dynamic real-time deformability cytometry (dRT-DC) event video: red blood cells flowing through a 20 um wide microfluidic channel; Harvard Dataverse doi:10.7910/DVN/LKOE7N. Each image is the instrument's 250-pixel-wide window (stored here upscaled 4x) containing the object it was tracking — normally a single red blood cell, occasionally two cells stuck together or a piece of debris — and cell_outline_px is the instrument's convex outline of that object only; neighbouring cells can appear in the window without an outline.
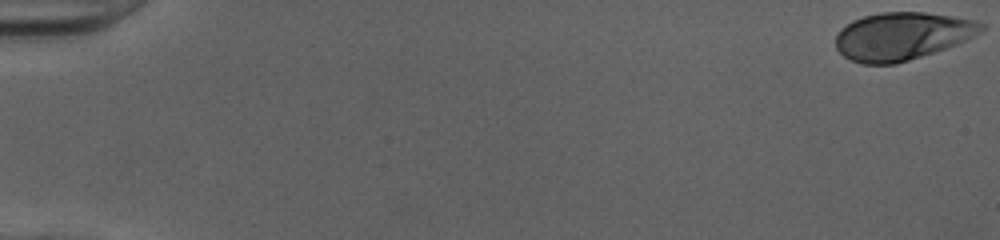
{"species": "human", "species_latin": "Homo sapiens", "temperature_condition": "cold", "stored_images_in_passage": 52, "camera_frame_rate_fps": 3000, "um_per_image_px": 0.085, "donor": {"sex": "female"}, "frame": {"image": 1, "passage_image": 1, "time_ms": 0.0, "image_size_px": [1000, 240], "cell_outline_px": [[984, 28], [980, 32], [956, 44], [896, 64], [860, 64], [844, 56], [836, 48], [836, 36], [840, 28], [852, 20], [864, 16], [880, 12], [924, 12], [952, 16], [976, 20], [984, 24]], "centroid_in_image_um": [76.64, 3.06], "position_along_channel_um": 8.4, "area_um2": 40.23}}
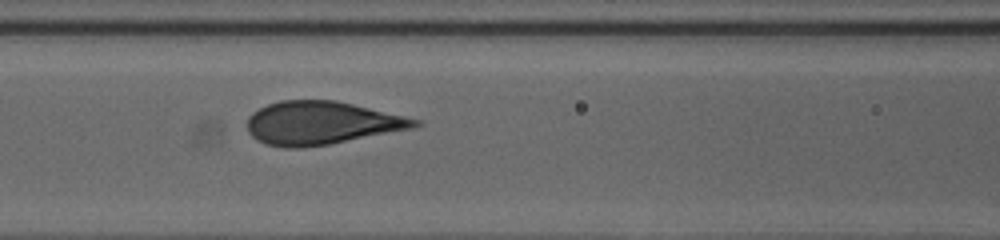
{"frame": {"image": 2, "passage_image": 24, "time_ms": 7.667, "image_size_px": [1000, 240], "cell_outline_px": [[424, 124], [416, 128], [328, 144], [304, 148], [284, 148], [264, 144], [256, 140], [248, 132], [248, 116], [252, 112], [268, 104], [280, 100], [336, 100], [404, 116], [420, 120]], "centroid_in_image_um": [27.31, 10.46], "position_along_channel_um": 139.3, "area_um2": 42.31}}
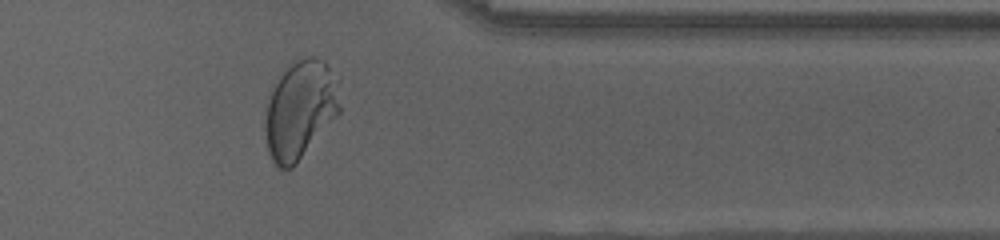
{"frame": {"image": 3, "passage_image": 43, "time_ms": 14.0, "image_size_px": [1000, 240], "cell_outline_px": [[340, 112], [296, 164], [292, 168], [276, 168], [268, 152], [264, 128], [264, 124], [268, 104], [272, 92], [280, 76], [292, 64], [308, 56], [312, 56], [324, 60], [340, 76]], "centroid_in_image_um": [25.57, 9.32], "position_along_channel_um": 385.8, "area_um2": 42.89}, "authors_computed_cell_mechanics": {"area_um2": 41.2981, "velocity_mm_per_s": 4.0265, "shape_relaxation_time_tau1_ms": 3.9209, "shape_relaxation_time_tau2_ms": null, "deformation_change_tau1": 0.2044, "deformation_change_tau2": null}}